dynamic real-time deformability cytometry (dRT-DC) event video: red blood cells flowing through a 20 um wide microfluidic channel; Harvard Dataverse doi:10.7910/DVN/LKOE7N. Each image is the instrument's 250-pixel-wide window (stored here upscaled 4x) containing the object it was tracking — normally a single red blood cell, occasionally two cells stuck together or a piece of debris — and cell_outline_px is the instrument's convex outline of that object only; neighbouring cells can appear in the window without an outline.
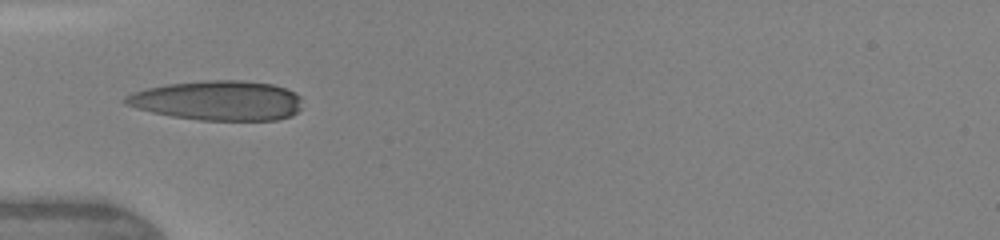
{"species": "human", "species_latin": "Homo sapiens", "temperature_condition": "warm", "stored_images_in_passage": 5, "camera_frame_rate_fps": 3000, "um_per_image_px": 0.085, "donor": {"sex": "female"}, "frame": {"image": 1, "passage_image": 5, "time_ms": 4.667, "image_size_px": [1000, 240], "cell_outline_px": [[300, 108], [292, 116], [276, 120], [200, 120], [172, 116], [152, 112], [136, 108], [124, 104], [120, 100], [124, 96], [132, 92], [148, 88], [168, 84], [208, 80], [244, 80], [272, 84], [284, 88], [300, 96]], "centroid_in_image_um": [18.48, 8.55], "position_along_channel_um": 66.5, "area_um2": 40.92}}